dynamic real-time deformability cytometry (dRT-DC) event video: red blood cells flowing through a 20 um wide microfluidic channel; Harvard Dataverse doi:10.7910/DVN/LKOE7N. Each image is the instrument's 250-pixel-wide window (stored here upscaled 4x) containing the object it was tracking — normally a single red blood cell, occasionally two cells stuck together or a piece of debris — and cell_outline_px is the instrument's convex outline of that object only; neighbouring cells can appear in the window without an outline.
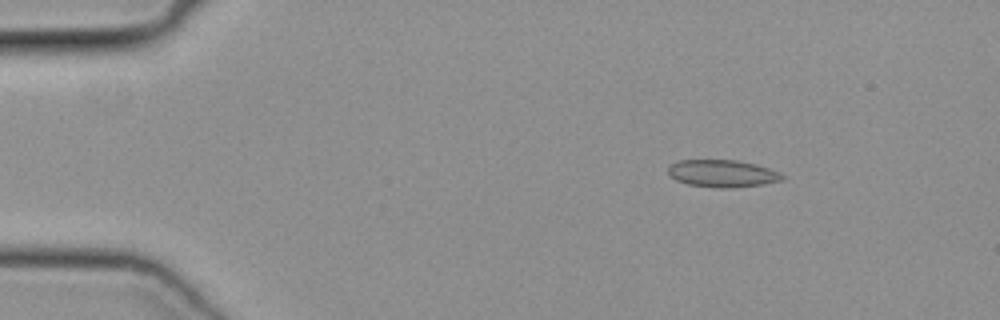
{"species": "common noctule bat (a hibernating species)", "species_latin": "Nyctalus noctula", "temperature_condition": "cold", "stored_images_in_passage": 49, "camera_frame_rate_fps": 3000, "um_per_image_px": 0.085, "animal": {"sex": "female", "body_mass_g": 19.3, "forearm_length_mm": 54.1}, "frame": {"image": 1, "passage_image": 7, "time_ms": 2.0, "image_size_px": [1000, 320], "cell_outline_px": [[788, 176], [784, 180], [760, 184], [732, 188], [712, 188], [688, 184], [676, 180], [668, 172], [668, 168], [672, 164], [680, 160], [736, 160], [756, 164], [780, 172]], "centroid_in_image_um": [61.45, 14.75], "position_along_channel_um": 23.6, "area_um2": 18.21}}
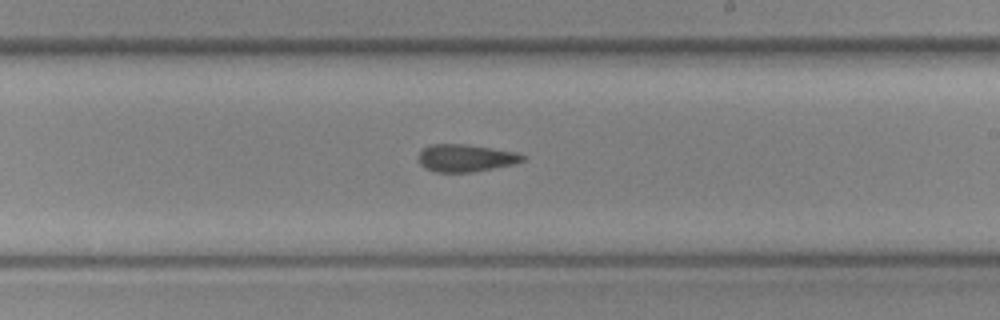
{"frame": {"image": 2, "passage_image": 29, "time_ms": 9.333, "image_size_px": [1000, 320], "cell_outline_px": [[524, 160], [512, 164], [472, 172], [436, 172], [424, 168], [420, 164], [420, 152], [424, 148], [432, 144], [464, 144], [516, 152], [524, 156]], "centroid_in_image_um": [39.55, 13.43], "position_along_channel_um": 249.4, "area_um2": 16.3}}
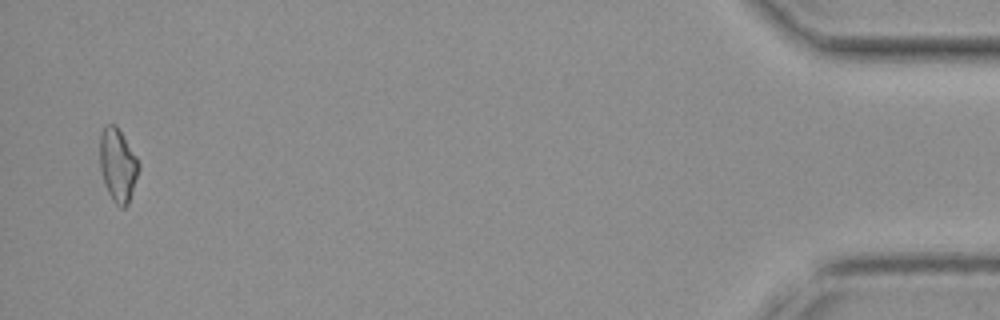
{"frame": {"image": 3, "passage_image": 48, "time_ms": 15.667, "image_size_px": [1000, 320], "cell_outline_px": [[140, 168], [128, 204], [124, 208], [120, 208], [112, 200], [108, 192], [100, 168], [100, 132], [104, 124], [116, 124], [136, 156], [140, 164]], "centroid_in_image_um": [10.01, 14.01], "position_along_channel_um": 425.2, "area_um2": 16.65}}